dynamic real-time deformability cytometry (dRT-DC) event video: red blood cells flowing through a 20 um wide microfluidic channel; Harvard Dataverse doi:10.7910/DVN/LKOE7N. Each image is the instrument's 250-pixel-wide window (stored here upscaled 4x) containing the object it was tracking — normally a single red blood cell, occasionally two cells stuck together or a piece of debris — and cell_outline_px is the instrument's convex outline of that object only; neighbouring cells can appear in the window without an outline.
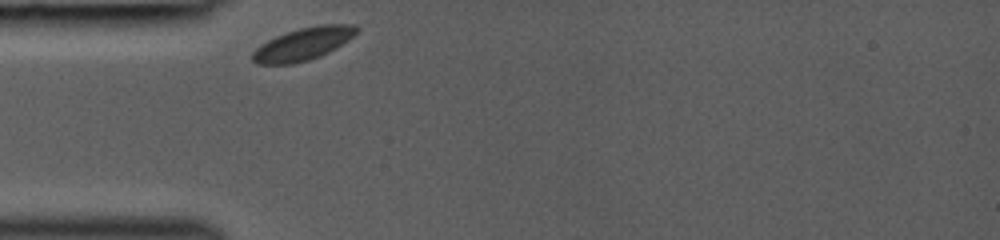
{"species": "common noctule bat (a hibernating species)", "species_latin": "Nyctalus noctula", "temperature_condition": "room temperature", "stored_images_in_passage": 27, "camera_frame_rate_fps": 3000, "um_per_image_px": 0.085, "animal": {"sex": "female", "body_mass_g": 19.0, "forearm_length_mm": 53.3}, "frame": {"image": 1, "passage_image": 1, "time_ms": 0.0, "image_size_px": [1000, 240], "cell_outline_px": [[360, 28], [348, 40], [336, 48], [320, 56], [308, 60], [292, 64], [260, 64], [252, 60], [252, 52], [260, 44], [276, 36], [300, 28], [320, 24], [356, 24]], "centroid_in_image_um": [25.78, 3.73], "position_along_channel_um": 59.2, "area_um2": 19.65}}
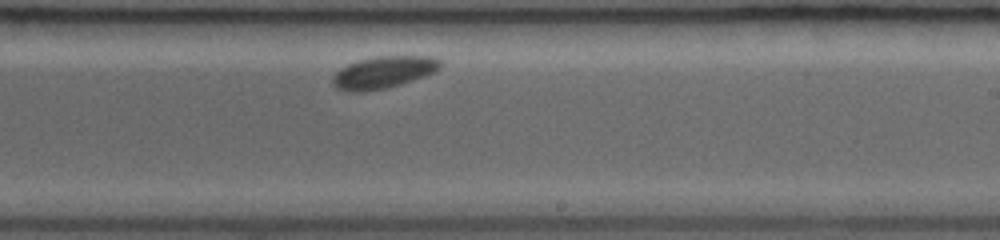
{"frame": {"image": 2, "passage_image": 16, "time_ms": 5.0, "image_size_px": [1000, 240], "cell_outline_px": [[444, 64], [440, 68], [432, 72], [412, 80], [400, 84], [384, 88], [364, 92], [352, 92], [336, 88], [332, 84], [332, 76], [340, 68], [348, 64], [360, 60], [376, 56], [436, 56]], "centroid_in_image_um": [32.58, 6.14], "position_along_channel_um": 256.4, "area_um2": 20.06}}
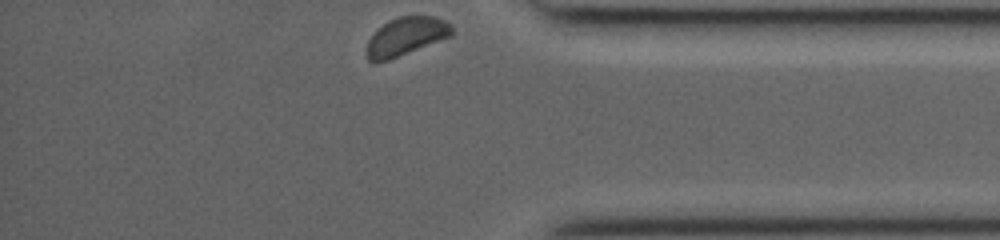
{"frame": {"image": 3, "passage_image": 27, "time_ms": 8.667, "image_size_px": [1000, 240], "cell_outline_px": [[452, 36], [388, 60], [368, 60], [368, 40], [388, 20], [400, 16], [436, 16], [452, 24]], "centroid_in_image_um": [34.58, 3.06], "position_along_channel_um": 400.6, "area_um2": 18.5}}